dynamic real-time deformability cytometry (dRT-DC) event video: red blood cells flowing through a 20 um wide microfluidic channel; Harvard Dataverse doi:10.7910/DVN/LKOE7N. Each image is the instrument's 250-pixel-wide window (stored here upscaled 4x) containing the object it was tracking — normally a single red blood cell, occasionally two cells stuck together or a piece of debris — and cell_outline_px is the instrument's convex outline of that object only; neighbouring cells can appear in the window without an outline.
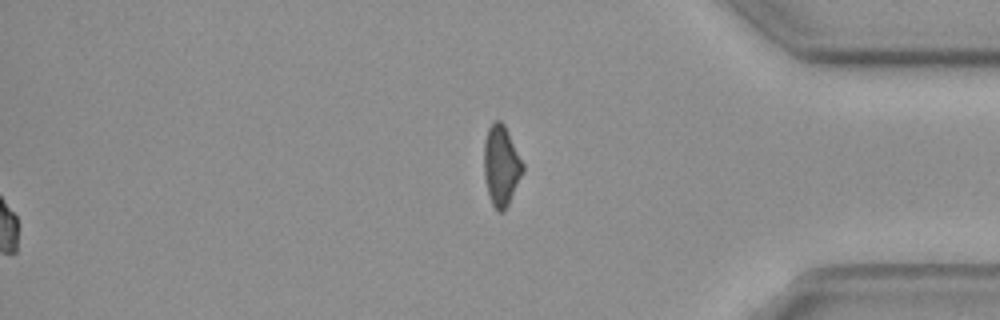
{"species": "common noctule bat (a hibernating species)", "species_latin": "Nyctalus noctula", "temperature_condition": "cold", "stored_images_in_passage": 42, "segment_of_instrument_passage": [2, 2], "camera_frame_rate_fps": 3000, "um_per_image_px": 0.085, "animal": {"sex": "female", "body_mass_g": 19.3, "forearm_length_mm": 54.1}, "frame": {"image": 1, "passage_image": 42, "time_ms": 13.667, "image_size_px": [1000, 320], "cell_outline_px": [[524, 172], [504, 212], [496, 212], [492, 204], [488, 192], [484, 176], [484, 140], [488, 128], [496, 120], [500, 120], [504, 124], [524, 164]], "centroid_in_image_um": [42.6, 14.09], "position_along_channel_um": 392.6, "area_um2": 18.21}}